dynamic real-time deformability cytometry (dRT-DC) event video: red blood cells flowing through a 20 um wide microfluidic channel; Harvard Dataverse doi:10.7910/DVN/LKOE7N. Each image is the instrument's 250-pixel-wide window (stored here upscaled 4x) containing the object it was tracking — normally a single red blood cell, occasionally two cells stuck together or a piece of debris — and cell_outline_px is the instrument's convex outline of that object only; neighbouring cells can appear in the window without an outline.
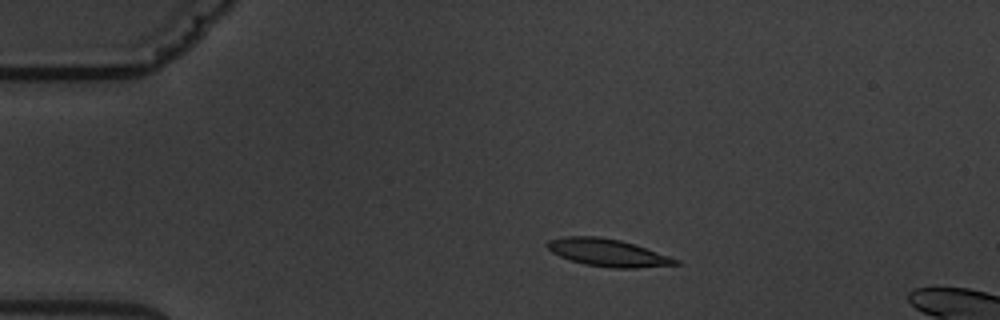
{"species": "common noctule bat (a hibernating species)", "species_latin": "Nyctalus noctula", "temperature_condition": "warm", "stored_images_in_passage": 5, "segment_of_instrument_passage": [1, 2], "camera_frame_rate_fps": 3000, "um_per_image_px": 0.085, "animal": {"sex": "male", "body_mass_g": 19.5, "forearm_length_mm": 54.6}, "frame": {"image": 1, "passage_image": 3, "time_ms": 2.333, "image_size_px": [1000, 320], "cell_outline_px": [[680, 264], [636, 268], [612, 268], [584, 264], [560, 256], [552, 252], [544, 244], [548, 240], [564, 236], [596, 236], [620, 240], [680, 260]], "centroid_in_image_um": [51.61, 21.47], "position_along_channel_um": 33.4, "area_um2": 20.23}}